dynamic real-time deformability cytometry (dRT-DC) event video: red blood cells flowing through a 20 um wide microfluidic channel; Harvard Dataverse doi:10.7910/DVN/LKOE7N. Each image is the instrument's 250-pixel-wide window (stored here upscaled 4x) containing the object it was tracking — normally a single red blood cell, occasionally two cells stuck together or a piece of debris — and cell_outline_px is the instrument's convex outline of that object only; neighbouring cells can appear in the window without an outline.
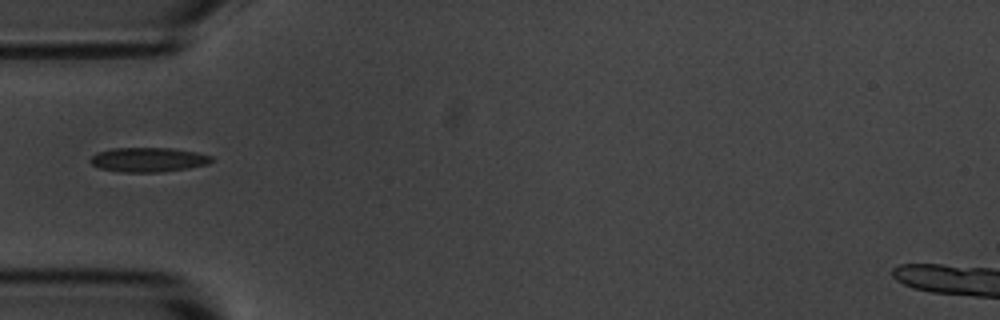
{"species": "common noctule bat (a hibernating species)", "species_latin": "Nyctalus noctula", "temperature_condition": "room temperature", "stored_images_in_passage": 6, "camera_frame_rate_fps": 3000, "um_per_image_px": 0.085, "animal": {"sex": "male", "body_mass_g": 20.1, "forearm_length_mm": 53.5}, "frame": {"image": 1, "passage_image": 4, "time_ms": 3.667, "image_size_px": [1000, 320], "cell_outline_px": [[212, 160], [208, 164], [188, 168], [160, 172], [124, 172], [100, 168], [92, 164], [88, 160], [96, 152], [112, 148], [172, 148], [196, 152], [212, 156]], "centroid_in_image_um": [12.58, 13.57], "position_along_channel_um": 72.4, "area_um2": 17.22}}
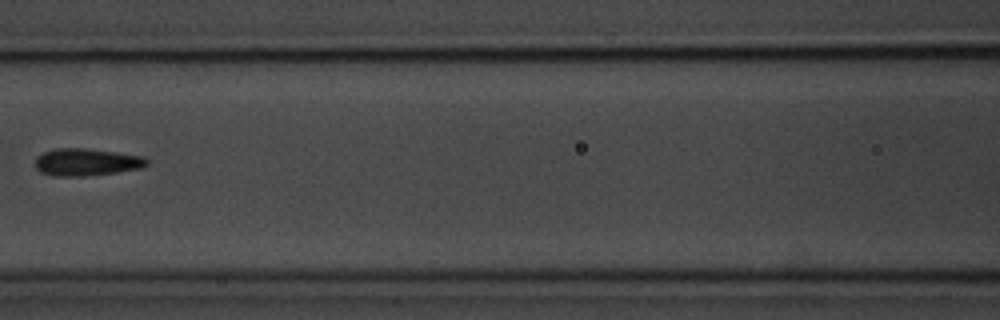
{"frame": {"image": 2, "passage_image": 6, "time_ms": 6.0, "image_size_px": [1000, 320], "cell_outline_px": [[148, 164], [144, 168], [116, 172], [84, 176], [52, 176], [40, 172], [36, 168], [36, 156], [44, 152], [56, 148], [84, 148], [116, 152], [140, 156], [148, 160]], "centroid_in_image_um": [7.33, 13.78], "position_along_channel_um": 159.3, "area_um2": 17.74}}